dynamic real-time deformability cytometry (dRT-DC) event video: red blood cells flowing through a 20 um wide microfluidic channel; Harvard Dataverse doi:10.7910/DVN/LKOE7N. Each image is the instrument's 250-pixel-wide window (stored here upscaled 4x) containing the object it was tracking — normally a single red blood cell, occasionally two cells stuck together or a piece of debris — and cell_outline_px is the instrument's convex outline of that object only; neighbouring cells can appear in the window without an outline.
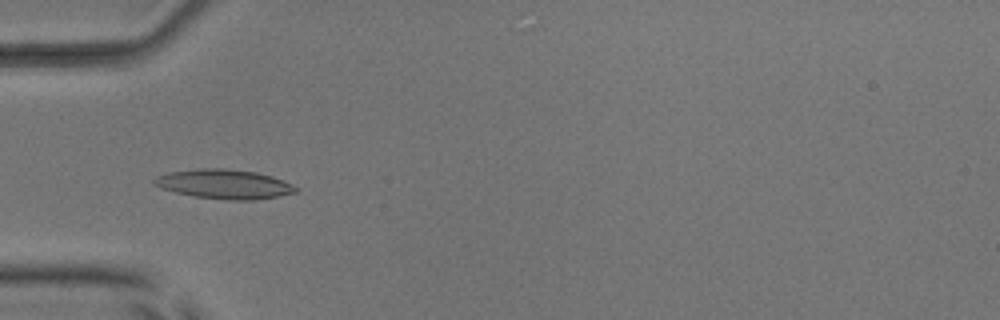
{"species": "common noctule bat (a hibernating species)", "species_latin": "Nyctalus noctula", "temperature_condition": "room temperature", "stored_images_in_passage": 52, "camera_frame_rate_fps": 3000, "um_per_image_px": 0.085, "animal": {"sex": "male", "body_mass_g": 17.9, "forearm_length_mm": 54.2}, "frame": {"image": 1, "passage_image": 17, "time_ms": 5.333, "image_size_px": [1000, 320], "cell_outline_px": [[300, 188], [296, 192], [280, 196], [256, 200], [228, 200], [192, 196], [160, 188], [152, 184], [152, 180], [156, 176], [168, 172], [196, 168], [224, 168], [256, 172], [272, 176], [284, 180]], "centroid_in_image_um": [19.05, 15.65], "position_along_channel_um": 65.9, "area_um2": 24.62}}
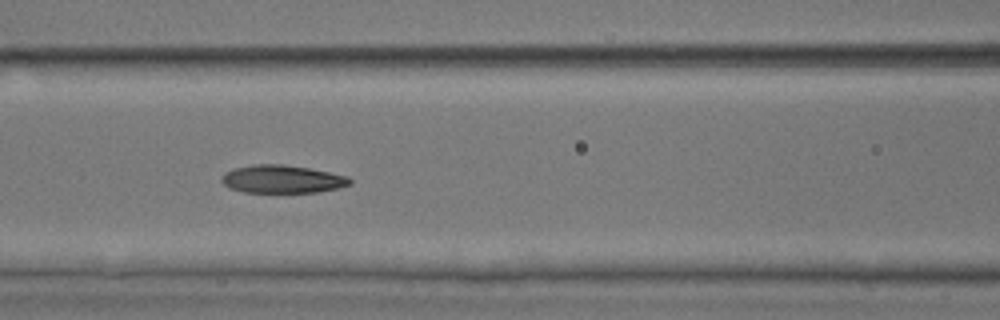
{"frame": {"image": 2, "passage_image": 23, "time_ms": 7.333, "image_size_px": [1000, 320], "cell_outline_px": [[352, 184], [320, 192], [244, 192], [228, 188], [220, 180], [220, 176], [224, 172], [232, 168], [252, 164], [284, 164], [308, 168], [348, 176], [352, 180]], "centroid_in_image_um": [23.93, 15.22], "position_along_channel_um": 142.7, "area_um2": 21.1}}
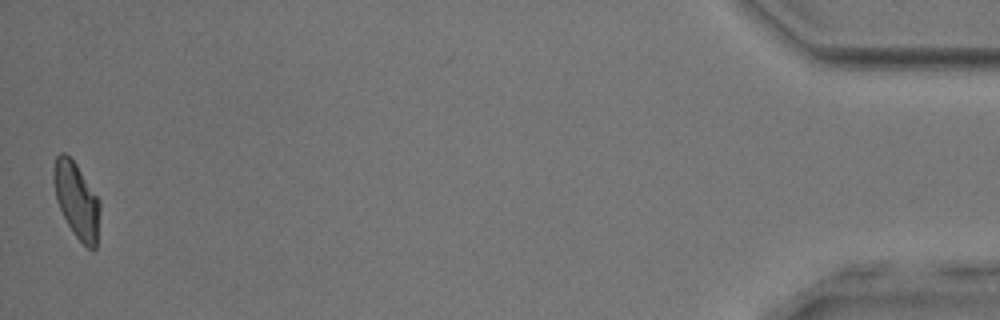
{"frame": {"image": 3, "passage_image": 52, "time_ms": 17.0, "image_size_px": [1000, 320], "cell_outline_px": [[100, 208], [96, 248], [88, 248], [72, 232], [56, 200], [52, 180], [52, 168], [56, 156], [60, 152], [64, 152], [76, 164], [100, 200]], "centroid_in_image_um": [6.49, 16.98], "position_along_channel_um": 428.7, "area_um2": 20.35}, "authors_computed_cell_mechanics": {"area_um2": 21.1837, "velocity_mm_per_s": 3.9042, "shape_relaxation_time_tau1_ms": 4.2092, "shape_relaxation_time_tau2_ms": 2.6828, "deformation_change_tau1": 0.1805, "deformation_change_tau2": 0.1034}}